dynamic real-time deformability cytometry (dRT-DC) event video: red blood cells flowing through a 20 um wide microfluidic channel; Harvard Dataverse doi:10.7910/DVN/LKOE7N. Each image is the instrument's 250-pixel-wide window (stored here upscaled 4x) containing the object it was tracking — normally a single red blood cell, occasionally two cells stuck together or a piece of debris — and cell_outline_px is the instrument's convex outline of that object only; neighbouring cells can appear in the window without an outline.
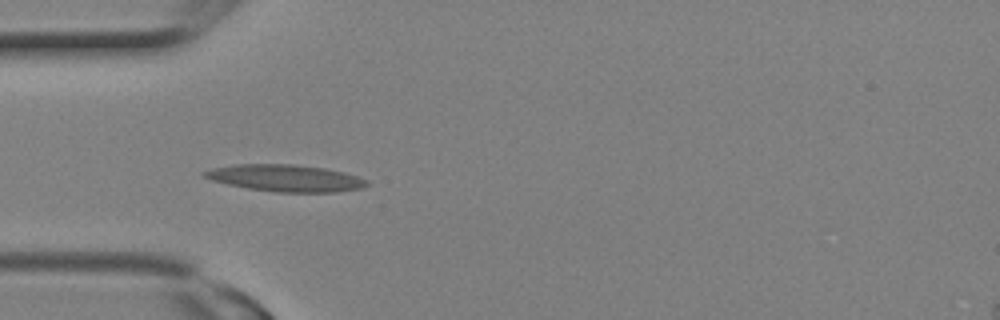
{"species": "Egyptian fruit bat (a non-hibernating species)", "species_latin": "Rousettus aegyptiacus", "temperature_condition": "room temperature", "stored_images_in_passage": 9, "camera_frame_rate_fps": 3000, "um_per_image_px": 0.085, "animal": {"sex": "female"}, "frame": {"image": 1, "passage_image": 6, "time_ms": 1.667, "image_size_px": [1000, 320], "cell_outline_px": [[368, 184], [360, 188], [336, 192], [276, 192], [248, 188], [228, 184], [212, 180], [204, 176], [200, 172], [212, 168], [236, 164], [292, 164], [324, 168], [344, 172], [368, 180]], "centroid_in_image_um": [24.25, 15.13], "position_along_channel_um": 60.8, "area_um2": 25.26}}
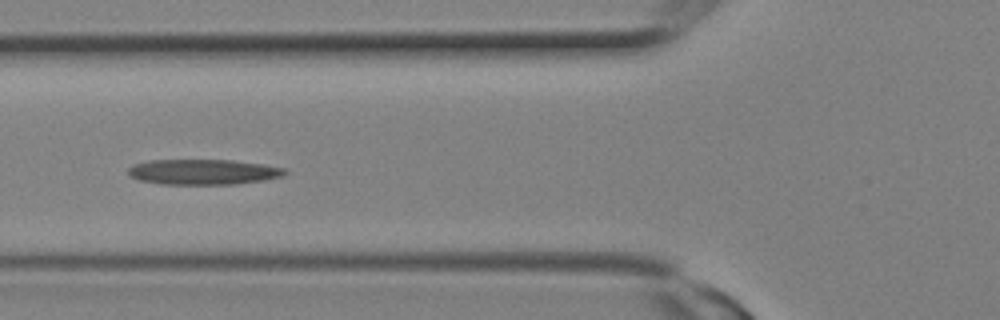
{"frame": {"image": 2, "passage_image": 8, "time_ms": 2.333, "image_size_px": [1000, 320], "cell_outline_px": [[288, 172], [284, 176], [264, 180], [236, 184], [160, 184], [140, 180], [128, 176], [128, 168], [132, 164], [152, 160], [232, 160], [264, 164], [284, 168]], "centroid_in_image_um": [17.27, 14.61], "position_along_channel_um": 108.5, "area_um2": 23.29}}